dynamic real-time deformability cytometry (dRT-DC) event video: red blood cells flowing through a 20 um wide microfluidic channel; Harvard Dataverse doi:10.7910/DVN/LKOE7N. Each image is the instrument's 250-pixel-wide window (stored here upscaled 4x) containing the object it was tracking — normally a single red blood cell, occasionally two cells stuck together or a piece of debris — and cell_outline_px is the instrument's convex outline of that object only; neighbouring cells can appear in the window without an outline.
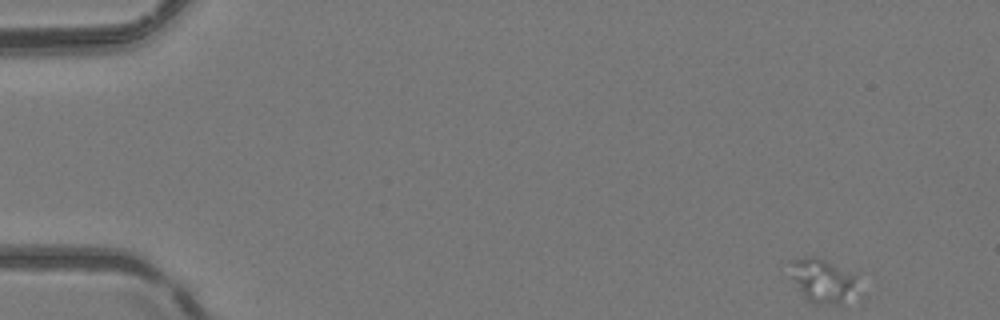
{"species": "common noctule bat (a hibernating species)", "species_latin": "Nyctalus noctula", "temperature_condition": "room temperature", "stored_images_in_passage": 4, "camera_frame_rate_fps": 3000, "um_per_image_px": 0.085, "animal": {"sex": "female", "body_mass_g": 24.6, "forearm_length_mm": 56.2}, "frame": {"image": 1, "passage_image": 1, "time_ms": 0.0, "image_size_px": [1000, 320], "cell_outline_px": [[856, 276], [852, 284], [840, 304], [816, 304], [808, 300], [804, 296], [792, 276], [792, 260], [804, 256], [812, 256], [824, 260], [856, 272]], "centroid_in_image_um": [69.86, 23.79], "position_along_channel_um": 15.1, "area_um2": 16.13}}